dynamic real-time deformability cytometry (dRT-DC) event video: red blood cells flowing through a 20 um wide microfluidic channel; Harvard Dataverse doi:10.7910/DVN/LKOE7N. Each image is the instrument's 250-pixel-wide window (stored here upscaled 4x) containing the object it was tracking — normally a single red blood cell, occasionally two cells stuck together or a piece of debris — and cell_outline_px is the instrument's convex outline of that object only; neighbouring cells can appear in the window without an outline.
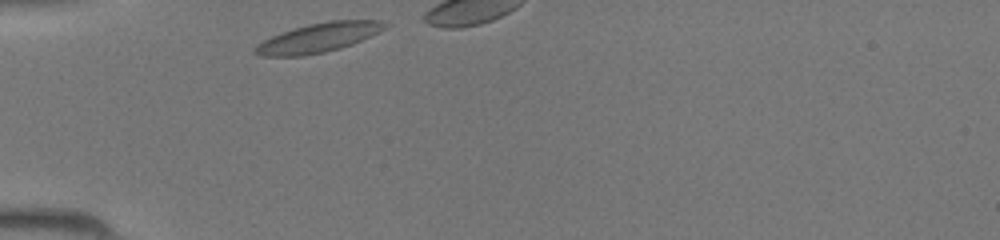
{"species": "common noctule bat (a hibernating species)", "species_latin": "Nyctalus noctula", "temperature_condition": "room temperature", "stored_images_in_passage": 10, "camera_frame_rate_fps": 3000, "um_per_image_px": 0.085, "animal": {"sex": "female", "body_mass_g": 19.5, "forearm_length_mm": 54.1}, "frame": {"image": 1, "passage_image": 1, "time_ms": 0.0, "image_size_px": [1000, 240], "cell_outline_px": [[392, 24], [388, 28], [352, 44], [340, 48], [324, 52], [304, 56], [260, 56], [252, 52], [252, 48], [256, 44], [272, 36], [308, 24], [328, 20], [380, 20]], "centroid_in_image_um": [27.1, 3.2], "position_along_channel_um": 57.9, "area_um2": 22.25}}
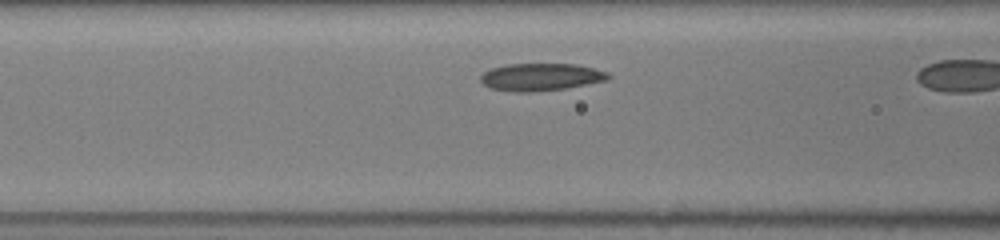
{"frame": {"image": 2, "passage_image": 6, "time_ms": 1.667, "image_size_px": [1000, 240], "cell_outline_px": [[612, 76], [608, 80], [588, 84], [564, 88], [532, 92], [512, 92], [492, 88], [484, 84], [480, 80], [480, 76], [484, 72], [492, 68], [508, 64], [576, 64], [596, 68], [608, 72]], "centroid_in_image_um": [46.01, 6.54], "position_along_channel_um": 120.6, "area_um2": 20.46}}